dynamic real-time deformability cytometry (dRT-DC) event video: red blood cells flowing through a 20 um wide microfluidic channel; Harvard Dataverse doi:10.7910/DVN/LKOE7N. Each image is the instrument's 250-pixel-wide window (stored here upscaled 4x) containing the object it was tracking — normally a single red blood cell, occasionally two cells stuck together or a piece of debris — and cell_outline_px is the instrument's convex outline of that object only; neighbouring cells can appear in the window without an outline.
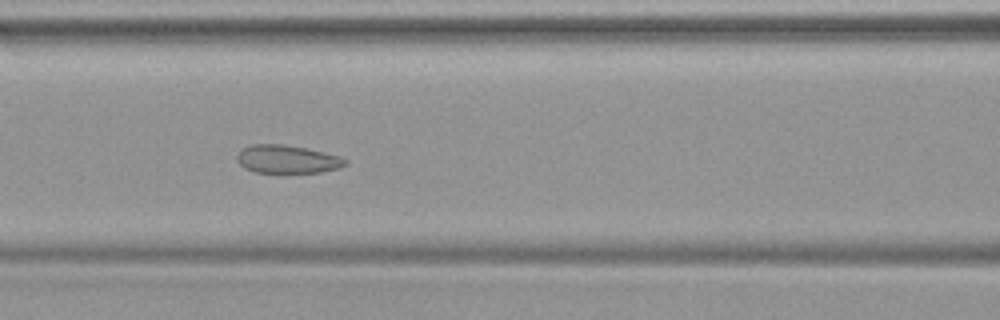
{"species": "common noctule bat (a hibernating species)", "species_latin": "Nyctalus noctula", "temperature_condition": "warm", "stored_images_in_passage": 47, "camera_frame_rate_fps": 3000, "um_per_image_px": 0.085, "animal": {"sex": "female", "body_mass_g": 19.9}, "frame": {"image": 1, "passage_image": 20, "time_ms": 6.333, "image_size_px": [1000, 320], "cell_outline_px": [[348, 164], [340, 168], [320, 172], [288, 176], [280, 176], [256, 172], [244, 168], [236, 160], [236, 156], [244, 148], [252, 144], [280, 144], [304, 148], [340, 156], [348, 160]], "centroid_in_image_um": [24.42, 13.6], "position_along_channel_um": 142.2, "area_um2": 18.61}}
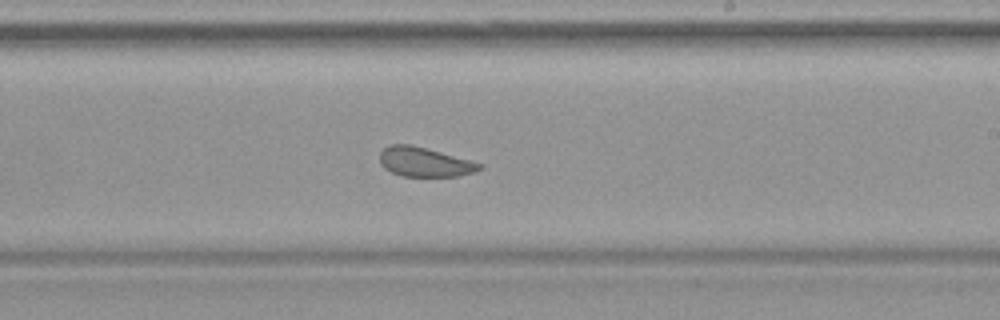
{"frame": {"image": 2, "passage_image": 28, "time_ms": 9.0, "image_size_px": [1000, 320], "cell_outline_px": [[484, 168], [476, 172], [460, 176], [400, 176], [384, 168], [380, 164], [380, 152], [384, 148], [392, 144], [408, 144], [440, 152], [468, 160], [480, 164]], "centroid_in_image_um": [36.07, 13.79], "position_along_channel_um": 252.9, "area_um2": 16.88}}
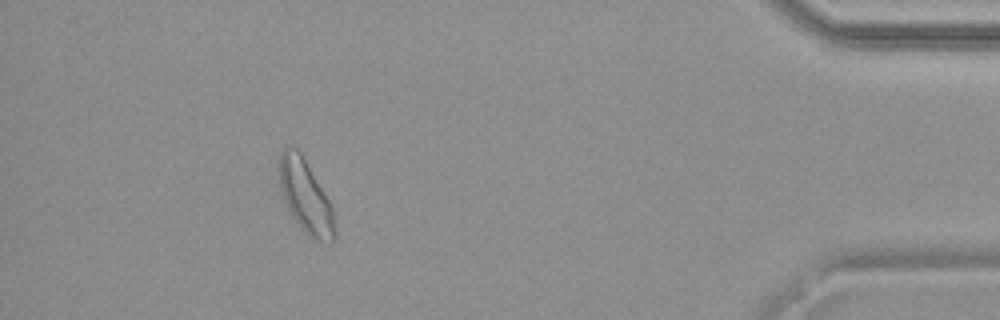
{"frame": {"image": 3, "passage_image": 43, "time_ms": 14.0, "image_size_px": [1000, 320], "cell_outline_px": [[332, 244], [328, 244], [312, 240], [300, 228], [292, 216], [288, 208], [280, 188], [280, 152], [288, 144], [296, 148], [300, 152], [328, 200], [332, 208]], "centroid_in_image_um": [25.93, 16.71], "position_along_channel_um": 409.3, "area_um2": 22.89}}